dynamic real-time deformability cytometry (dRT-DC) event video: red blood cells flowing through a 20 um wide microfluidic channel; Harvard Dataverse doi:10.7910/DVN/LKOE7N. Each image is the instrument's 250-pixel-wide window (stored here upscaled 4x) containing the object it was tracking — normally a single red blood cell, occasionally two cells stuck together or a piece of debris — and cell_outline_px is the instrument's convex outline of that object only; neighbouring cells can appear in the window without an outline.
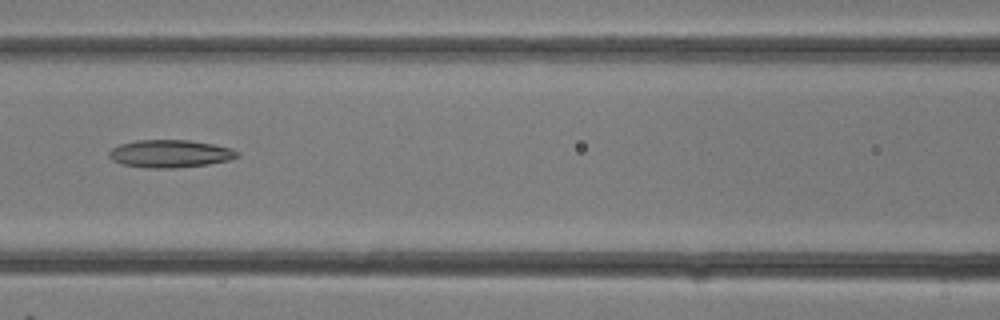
{"species": "common noctule bat (a hibernating species)", "species_latin": "Nyctalus noctula", "temperature_condition": "room temperature", "stored_images_in_passage": 12, "camera_frame_rate_fps": 3000, "um_per_image_px": 0.085, "animal": {"sex": "female"}, "frame": {"image": 1, "passage_image": 9, "time_ms": 2.667, "image_size_px": [1000, 320], "cell_outline_px": [[240, 156], [228, 160], [208, 164], [176, 168], [144, 168], [124, 164], [112, 160], [108, 156], [108, 152], [112, 148], [120, 144], [136, 140], [188, 140], [212, 144], [232, 148], [240, 152]], "centroid_in_image_um": [14.46, 13.06], "position_along_channel_um": 152.1, "area_um2": 20.75}}
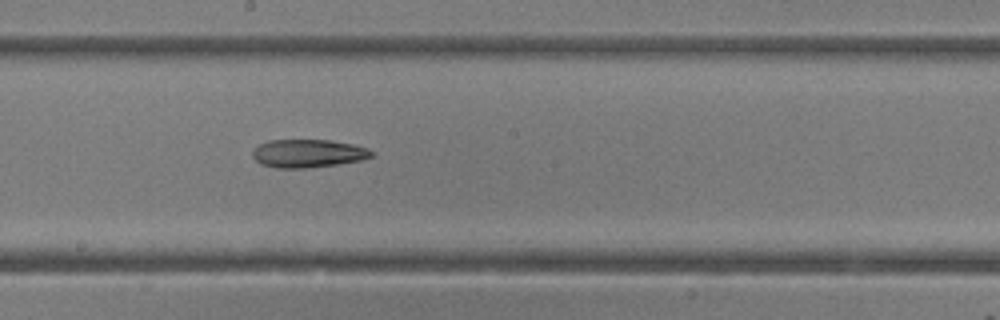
{"frame": {"image": 2, "passage_image": 12, "time_ms": 3.667, "image_size_px": [1000, 320], "cell_outline_px": [[376, 156], [364, 160], [336, 164], [304, 168], [276, 168], [260, 164], [252, 156], [252, 148], [268, 140], [332, 140], [352, 144], [368, 148]], "centroid_in_image_um": [26.18, 13.04], "position_along_channel_um": 222.0, "area_um2": 19.71}}